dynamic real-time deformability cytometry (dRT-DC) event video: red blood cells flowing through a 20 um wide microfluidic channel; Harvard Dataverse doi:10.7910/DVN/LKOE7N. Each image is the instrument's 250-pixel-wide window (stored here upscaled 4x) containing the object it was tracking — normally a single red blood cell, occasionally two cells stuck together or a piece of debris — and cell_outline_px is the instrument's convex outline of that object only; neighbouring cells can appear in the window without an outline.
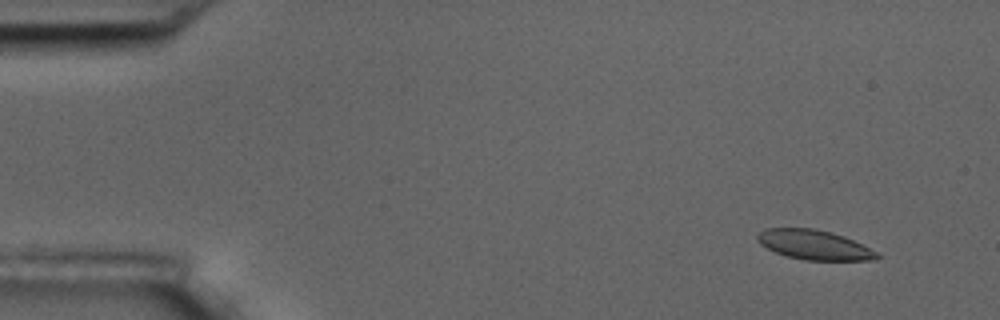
{"species": "common noctule bat (a hibernating species)", "species_latin": "Nyctalus noctula", "temperature_condition": "room temperature", "stored_images_in_passage": 6, "camera_frame_rate_fps": 3000, "um_per_image_px": 0.085, "animal": {"sex": "male", "body_mass_g": 17.5, "forearm_length_mm": 52.3}, "frame": {"image": 1, "passage_image": 2, "time_ms": 1.333, "image_size_px": [1000, 320], "cell_outline_px": [[880, 256], [872, 260], [804, 260], [788, 256], [776, 252], [760, 244], [756, 240], [756, 236], [764, 228], [812, 228], [832, 232], [844, 236], [876, 252]], "centroid_in_image_um": [69.16, 20.8], "position_along_channel_um": 15.8, "area_um2": 20.4}}
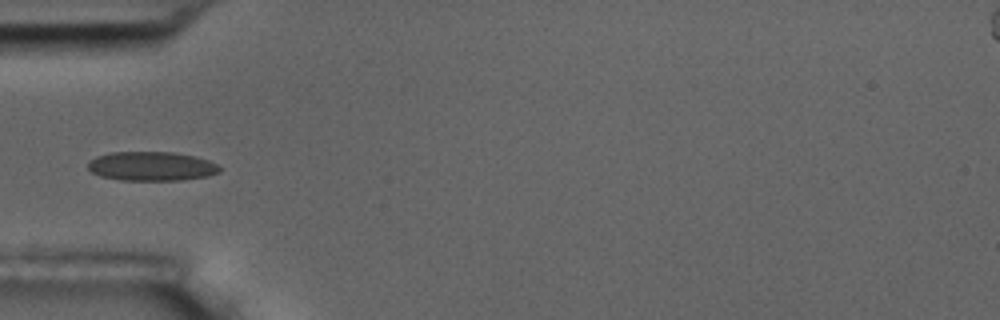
{"frame": {"image": 2, "passage_image": 6, "time_ms": 6.0, "image_size_px": [1000, 320], "cell_outline_px": [[220, 172], [208, 176], [184, 180], [120, 180], [100, 176], [92, 172], [88, 168], [88, 164], [96, 156], [108, 152], [172, 152], [192, 156], [208, 160], [216, 164], [220, 168]], "centroid_in_image_um": [12.87, 14.13], "position_along_channel_um": 72.1, "area_um2": 22.31}}